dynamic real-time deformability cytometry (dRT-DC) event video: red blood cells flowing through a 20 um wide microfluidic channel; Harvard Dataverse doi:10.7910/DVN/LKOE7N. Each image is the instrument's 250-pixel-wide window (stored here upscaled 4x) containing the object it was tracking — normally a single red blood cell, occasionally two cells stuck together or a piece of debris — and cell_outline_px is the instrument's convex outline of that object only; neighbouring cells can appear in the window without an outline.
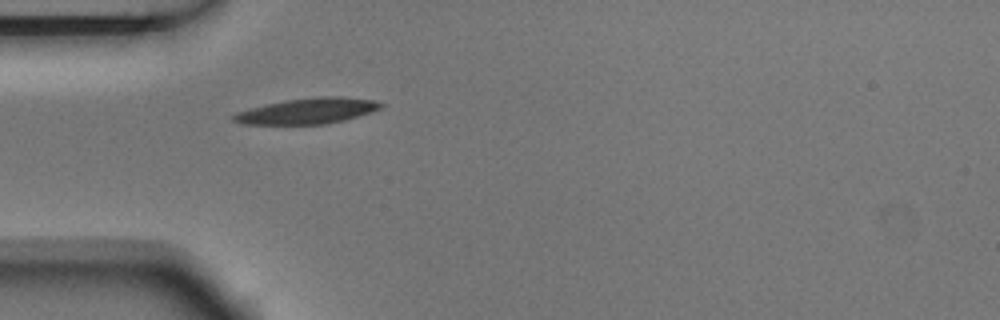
{"species": "Egyptian fruit bat (a non-hibernating species)", "species_latin": "Rousettus aegyptiacus", "temperature_condition": "room temperature", "stored_images_in_passage": 1, "camera_frame_rate_fps": 3000, "um_per_image_px": 0.085, "animal": {"sex": "male"}, "frame": {"image": 1, "passage_image": 1, "time_ms": 0.0, "image_size_px": [1000, 320], "cell_outline_px": [[384, 108], [372, 112], [344, 120], [324, 124], [240, 124], [232, 120], [232, 116], [236, 112], [284, 100], [316, 96], [340, 96], [376, 100], [384, 104]], "centroid_in_image_um": [26.19, 9.42], "position_along_channel_um": 58.8, "area_um2": 22.2}}